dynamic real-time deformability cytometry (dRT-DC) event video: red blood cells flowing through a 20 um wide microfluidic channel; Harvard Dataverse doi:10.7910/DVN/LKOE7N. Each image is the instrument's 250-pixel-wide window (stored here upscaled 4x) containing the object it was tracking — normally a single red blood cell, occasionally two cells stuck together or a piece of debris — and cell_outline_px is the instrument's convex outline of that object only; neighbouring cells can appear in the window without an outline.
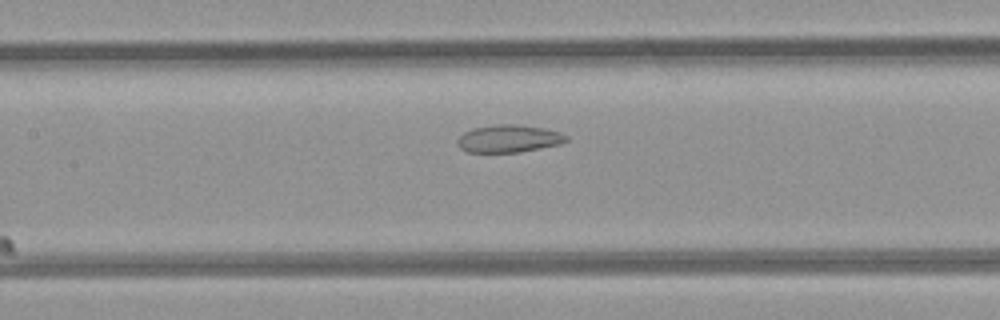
{"species": "common noctule bat (a hibernating species)", "species_latin": "Nyctalus noctula", "temperature_condition": "room temperature", "stored_images_in_passage": 22, "camera_frame_rate_fps": 3000, "um_per_image_px": 0.085, "animal": {"sex": "female", "body_mass_g": 21.9}, "frame": {"image": 1, "passage_image": 10, "time_ms": 3.0, "image_size_px": [1000, 320], "cell_outline_px": [[568, 140], [560, 144], [520, 152], [468, 152], [460, 148], [456, 140], [464, 132], [476, 128], [500, 124], [516, 124], [544, 128], [560, 132], [568, 136]], "centroid_in_image_um": [43.27, 11.79], "position_along_channel_um": 164.1, "area_um2": 17.34}}